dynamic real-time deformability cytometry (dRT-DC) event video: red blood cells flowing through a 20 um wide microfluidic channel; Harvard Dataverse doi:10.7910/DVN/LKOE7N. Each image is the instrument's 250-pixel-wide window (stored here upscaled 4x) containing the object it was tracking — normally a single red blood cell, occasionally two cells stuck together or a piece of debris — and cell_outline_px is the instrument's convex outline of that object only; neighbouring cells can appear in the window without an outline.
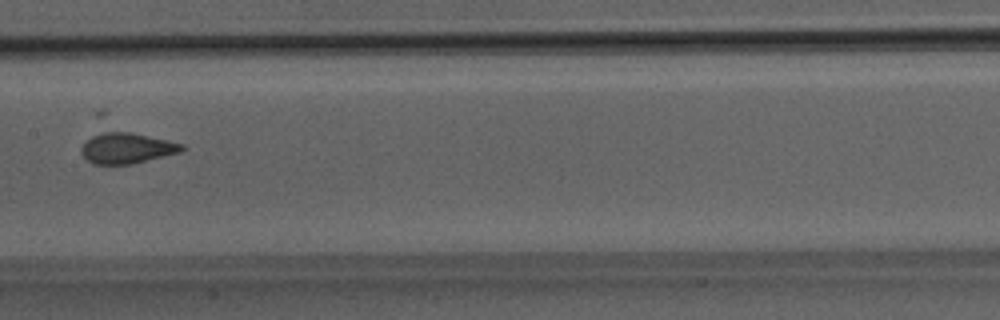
{"species": "Egyptian fruit bat (a non-hibernating species)", "species_latin": "Rousettus aegyptiacus", "temperature_condition": "room temperature", "stored_images_in_passage": 8, "camera_frame_rate_fps": 3000, "um_per_image_px": 0.085, "animal": {"sex": "male"}, "frame": {"image": 1, "passage_image": 7, "time_ms": 2.0, "image_size_px": [1000, 320], "cell_outline_px": [[184, 148], [180, 152], [132, 164], [92, 164], [80, 152], [80, 148], [92, 136], [104, 132], [128, 132], [184, 144]], "centroid_in_image_um": [10.76, 12.61], "position_along_channel_um": 196.6, "area_um2": 17.57}}